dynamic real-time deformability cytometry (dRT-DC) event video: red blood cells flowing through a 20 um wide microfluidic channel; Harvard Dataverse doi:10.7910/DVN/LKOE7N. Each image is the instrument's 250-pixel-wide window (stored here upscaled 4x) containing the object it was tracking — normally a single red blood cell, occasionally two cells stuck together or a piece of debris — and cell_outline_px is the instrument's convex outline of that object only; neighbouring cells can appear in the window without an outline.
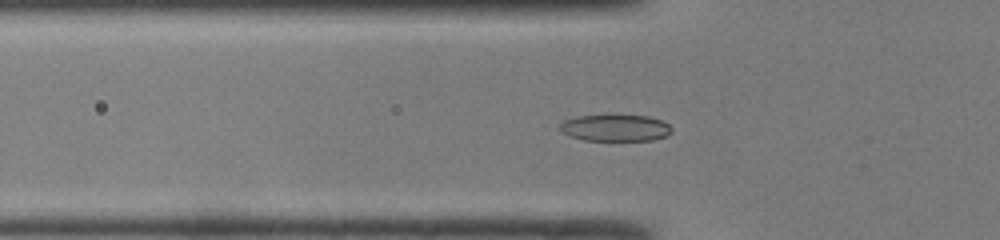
{"species": "common noctule bat (a hibernating species)", "species_latin": "Nyctalus noctula", "temperature_condition": "room temperature", "stored_images_in_passage": 48, "camera_frame_rate_fps": 3000, "um_per_image_px": 0.085, "animal": {"sex": "male", "body_mass_g": 19.0, "forearm_length_mm": 50.8}, "frame": {"image": 1, "passage_image": 16, "time_ms": 5.0, "image_size_px": [1000, 240], "cell_outline_px": [[672, 132], [668, 136], [652, 140], [584, 140], [572, 136], [564, 132], [560, 128], [560, 124], [564, 120], [576, 116], [648, 116], [660, 120], [668, 124], [672, 128]], "centroid_in_image_um": [52.35, 10.88], "position_along_channel_um": 73.5, "area_um2": 17.05}}
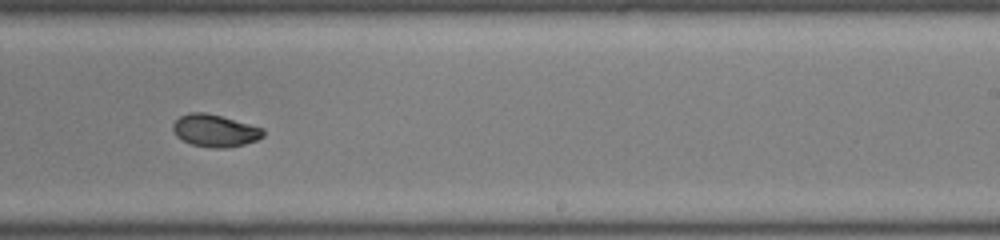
{"frame": {"image": 2, "passage_image": 30, "time_ms": 9.667, "image_size_px": [1000, 240], "cell_outline_px": [[264, 136], [256, 140], [244, 144], [224, 148], [212, 148], [192, 144], [176, 136], [172, 128], [172, 124], [180, 116], [188, 112], [204, 112], [220, 116], [264, 128]], "centroid_in_image_um": [18.26, 11.1], "position_along_channel_um": 270.7, "area_um2": 16.88}}
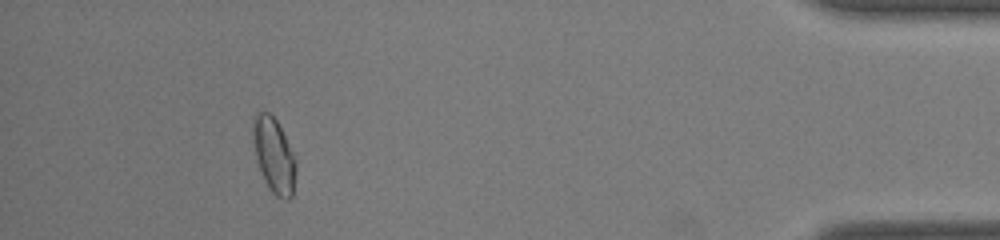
{"frame": {"image": 3, "passage_image": 44, "time_ms": 14.333, "image_size_px": [1000, 240], "cell_outline_px": [[296, 172], [292, 196], [288, 200], [284, 200], [276, 196], [268, 188], [264, 180], [256, 156], [252, 136], [252, 116], [256, 112], [268, 112], [276, 120], [292, 152], [296, 164]], "centroid_in_image_um": [23.26, 13.21], "position_along_channel_um": 411.9, "area_um2": 18.61}, "authors_computed_cell_mechanics": {"area_um2": 17.5712, "velocity_mm_per_s": 4.239, "shape_relaxation_time_tau1_ms": 3.3896, "shape_relaxation_time_tau2_ms": 2.9878, "deformation_change_tau1": 0.1523, "deformation_change_tau2": 0.0592}}